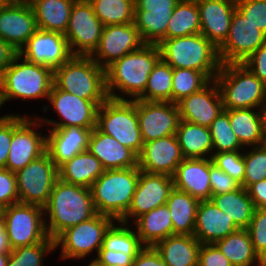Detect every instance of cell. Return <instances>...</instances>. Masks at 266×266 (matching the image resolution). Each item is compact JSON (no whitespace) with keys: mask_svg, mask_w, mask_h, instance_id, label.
<instances>
[{"mask_svg":"<svg viewBox=\"0 0 266 266\" xmlns=\"http://www.w3.org/2000/svg\"><path fill=\"white\" fill-rule=\"evenodd\" d=\"M161 58L158 44L145 43L141 48L115 60L105 68L106 90L114 100H137L146 89L148 78ZM117 90V91H116ZM121 92L120 95L116 92Z\"/></svg>","mask_w":266,"mask_h":266,"instance_id":"obj_1","label":"cell"},{"mask_svg":"<svg viewBox=\"0 0 266 266\" xmlns=\"http://www.w3.org/2000/svg\"><path fill=\"white\" fill-rule=\"evenodd\" d=\"M43 209L45 229L48 237L53 240L65 229L87 221L97 214L89 188L69 184L59 178Z\"/></svg>","mask_w":266,"mask_h":266,"instance_id":"obj_2","label":"cell"},{"mask_svg":"<svg viewBox=\"0 0 266 266\" xmlns=\"http://www.w3.org/2000/svg\"><path fill=\"white\" fill-rule=\"evenodd\" d=\"M158 46L161 58L172 68L194 69L210 80L221 69L218 48L201 33L165 39Z\"/></svg>","mask_w":266,"mask_h":266,"instance_id":"obj_3","label":"cell"},{"mask_svg":"<svg viewBox=\"0 0 266 266\" xmlns=\"http://www.w3.org/2000/svg\"><path fill=\"white\" fill-rule=\"evenodd\" d=\"M22 59V60H21ZM21 61V63H19ZM54 71L17 54L0 75V104L14 99H41L50 94Z\"/></svg>","mask_w":266,"mask_h":266,"instance_id":"obj_4","label":"cell"},{"mask_svg":"<svg viewBox=\"0 0 266 266\" xmlns=\"http://www.w3.org/2000/svg\"><path fill=\"white\" fill-rule=\"evenodd\" d=\"M139 175L138 166L105 170L90 188L96 212L120 221L131 206Z\"/></svg>","mask_w":266,"mask_h":266,"instance_id":"obj_5","label":"cell"},{"mask_svg":"<svg viewBox=\"0 0 266 266\" xmlns=\"http://www.w3.org/2000/svg\"><path fill=\"white\" fill-rule=\"evenodd\" d=\"M215 81L224 109H262L266 105V85L242 63L222 64Z\"/></svg>","mask_w":266,"mask_h":266,"instance_id":"obj_6","label":"cell"},{"mask_svg":"<svg viewBox=\"0 0 266 266\" xmlns=\"http://www.w3.org/2000/svg\"><path fill=\"white\" fill-rule=\"evenodd\" d=\"M53 84L80 98L107 100L105 69L90 56L73 55L54 70Z\"/></svg>","mask_w":266,"mask_h":266,"instance_id":"obj_7","label":"cell"},{"mask_svg":"<svg viewBox=\"0 0 266 266\" xmlns=\"http://www.w3.org/2000/svg\"><path fill=\"white\" fill-rule=\"evenodd\" d=\"M96 127L140 155L144 142L139 128L137 100L108 98L99 106Z\"/></svg>","mask_w":266,"mask_h":266,"instance_id":"obj_8","label":"cell"},{"mask_svg":"<svg viewBox=\"0 0 266 266\" xmlns=\"http://www.w3.org/2000/svg\"><path fill=\"white\" fill-rule=\"evenodd\" d=\"M9 246H30L48 238L44 209L34 204L15 203L1 210Z\"/></svg>","mask_w":266,"mask_h":266,"instance_id":"obj_9","label":"cell"},{"mask_svg":"<svg viewBox=\"0 0 266 266\" xmlns=\"http://www.w3.org/2000/svg\"><path fill=\"white\" fill-rule=\"evenodd\" d=\"M113 223V218L97 213L91 219L65 229L54 239L55 249L61 247L60 259H83L94 250L98 255L104 235Z\"/></svg>","mask_w":266,"mask_h":266,"instance_id":"obj_10","label":"cell"},{"mask_svg":"<svg viewBox=\"0 0 266 266\" xmlns=\"http://www.w3.org/2000/svg\"><path fill=\"white\" fill-rule=\"evenodd\" d=\"M19 202L44 207L58 179V168L45 152L15 172Z\"/></svg>","mask_w":266,"mask_h":266,"instance_id":"obj_11","label":"cell"},{"mask_svg":"<svg viewBox=\"0 0 266 266\" xmlns=\"http://www.w3.org/2000/svg\"><path fill=\"white\" fill-rule=\"evenodd\" d=\"M42 125L39 119H31L28 114H12V140L6 169L17 172L46 152V135L33 129Z\"/></svg>","mask_w":266,"mask_h":266,"instance_id":"obj_12","label":"cell"},{"mask_svg":"<svg viewBox=\"0 0 266 266\" xmlns=\"http://www.w3.org/2000/svg\"><path fill=\"white\" fill-rule=\"evenodd\" d=\"M53 109L58 113L61 121L48 118H38L42 124H48L50 129L80 126L93 130L97 125V112L99 106L106 100H87L58 89L52 85L48 100Z\"/></svg>","mask_w":266,"mask_h":266,"instance_id":"obj_13","label":"cell"},{"mask_svg":"<svg viewBox=\"0 0 266 266\" xmlns=\"http://www.w3.org/2000/svg\"><path fill=\"white\" fill-rule=\"evenodd\" d=\"M103 25L88 0L72 6L65 38L73 55L90 56L98 47Z\"/></svg>","mask_w":266,"mask_h":266,"instance_id":"obj_14","label":"cell"},{"mask_svg":"<svg viewBox=\"0 0 266 266\" xmlns=\"http://www.w3.org/2000/svg\"><path fill=\"white\" fill-rule=\"evenodd\" d=\"M265 42L266 34L235 9L228 37L218 48L221 63H242Z\"/></svg>","mask_w":266,"mask_h":266,"instance_id":"obj_15","label":"cell"},{"mask_svg":"<svg viewBox=\"0 0 266 266\" xmlns=\"http://www.w3.org/2000/svg\"><path fill=\"white\" fill-rule=\"evenodd\" d=\"M142 40L135 23L103 26L98 47L90 57L102 68L141 48Z\"/></svg>","mask_w":266,"mask_h":266,"instance_id":"obj_16","label":"cell"},{"mask_svg":"<svg viewBox=\"0 0 266 266\" xmlns=\"http://www.w3.org/2000/svg\"><path fill=\"white\" fill-rule=\"evenodd\" d=\"M137 113L144 143L175 135L181 120L172 102L137 100Z\"/></svg>","mask_w":266,"mask_h":266,"instance_id":"obj_17","label":"cell"},{"mask_svg":"<svg viewBox=\"0 0 266 266\" xmlns=\"http://www.w3.org/2000/svg\"><path fill=\"white\" fill-rule=\"evenodd\" d=\"M29 2L6 0L0 7V38L17 52L37 30Z\"/></svg>","mask_w":266,"mask_h":266,"instance_id":"obj_18","label":"cell"},{"mask_svg":"<svg viewBox=\"0 0 266 266\" xmlns=\"http://www.w3.org/2000/svg\"><path fill=\"white\" fill-rule=\"evenodd\" d=\"M173 189V177L164 174L147 173L140 170L139 180L131 206L120 221L129 225L130 219L134 221L144 213L166 205V201Z\"/></svg>","mask_w":266,"mask_h":266,"instance_id":"obj_19","label":"cell"},{"mask_svg":"<svg viewBox=\"0 0 266 266\" xmlns=\"http://www.w3.org/2000/svg\"><path fill=\"white\" fill-rule=\"evenodd\" d=\"M18 54L53 71L73 56L64 34L41 29L36 30Z\"/></svg>","mask_w":266,"mask_h":266,"instance_id":"obj_20","label":"cell"},{"mask_svg":"<svg viewBox=\"0 0 266 266\" xmlns=\"http://www.w3.org/2000/svg\"><path fill=\"white\" fill-rule=\"evenodd\" d=\"M184 159L176 135H170L145 142L138 156V167L147 173L173 177Z\"/></svg>","mask_w":266,"mask_h":266,"instance_id":"obj_21","label":"cell"},{"mask_svg":"<svg viewBox=\"0 0 266 266\" xmlns=\"http://www.w3.org/2000/svg\"><path fill=\"white\" fill-rule=\"evenodd\" d=\"M176 104L181 120L205 127H209L224 110L220 90L215 79L201 90L184 97Z\"/></svg>","mask_w":266,"mask_h":266,"instance_id":"obj_22","label":"cell"},{"mask_svg":"<svg viewBox=\"0 0 266 266\" xmlns=\"http://www.w3.org/2000/svg\"><path fill=\"white\" fill-rule=\"evenodd\" d=\"M201 24L200 33L219 48L227 39L236 0H196Z\"/></svg>","mask_w":266,"mask_h":266,"instance_id":"obj_23","label":"cell"},{"mask_svg":"<svg viewBox=\"0 0 266 266\" xmlns=\"http://www.w3.org/2000/svg\"><path fill=\"white\" fill-rule=\"evenodd\" d=\"M46 136V152L57 168L88 149L92 130L80 126L54 128Z\"/></svg>","mask_w":266,"mask_h":266,"instance_id":"obj_24","label":"cell"},{"mask_svg":"<svg viewBox=\"0 0 266 266\" xmlns=\"http://www.w3.org/2000/svg\"><path fill=\"white\" fill-rule=\"evenodd\" d=\"M238 229L240 228L233 219L218 209L211 200H200L193 236L201 244H214Z\"/></svg>","mask_w":266,"mask_h":266,"instance_id":"obj_25","label":"cell"},{"mask_svg":"<svg viewBox=\"0 0 266 266\" xmlns=\"http://www.w3.org/2000/svg\"><path fill=\"white\" fill-rule=\"evenodd\" d=\"M173 181L174 188L198 200H210V158H185L178 165Z\"/></svg>","mask_w":266,"mask_h":266,"instance_id":"obj_26","label":"cell"},{"mask_svg":"<svg viewBox=\"0 0 266 266\" xmlns=\"http://www.w3.org/2000/svg\"><path fill=\"white\" fill-rule=\"evenodd\" d=\"M87 150L101 162L105 170L138 166V156L131 149L97 127L91 132Z\"/></svg>","mask_w":266,"mask_h":266,"instance_id":"obj_27","label":"cell"},{"mask_svg":"<svg viewBox=\"0 0 266 266\" xmlns=\"http://www.w3.org/2000/svg\"><path fill=\"white\" fill-rule=\"evenodd\" d=\"M201 243L193 235H171L153 247L166 266H198Z\"/></svg>","mask_w":266,"mask_h":266,"instance_id":"obj_28","label":"cell"},{"mask_svg":"<svg viewBox=\"0 0 266 266\" xmlns=\"http://www.w3.org/2000/svg\"><path fill=\"white\" fill-rule=\"evenodd\" d=\"M104 171L101 162L86 150L62 164L58 168V178L66 183L90 189Z\"/></svg>","mask_w":266,"mask_h":266,"instance_id":"obj_29","label":"cell"},{"mask_svg":"<svg viewBox=\"0 0 266 266\" xmlns=\"http://www.w3.org/2000/svg\"><path fill=\"white\" fill-rule=\"evenodd\" d=\"M224 110L229 114L230 125L243 147L265 144L261 109L242 108Z\"/></svg>","mask_w":266,"mask_h":266,"instance_id":"obj_30","label":"cell"},{"mask_svg":"<svg viewBox=\"0 0 266 266\" xmlns=\"http://www.w3.org/2000/svg\"><path fill=\"white\" fill-rule=\"evenodd\" d=\"M76 0H32L38 29L65 34L72 6Z\"/></svg>","mask_w":266,"mask_h":266,"instance_id":"obj_31","label":"cell"},{"mask_svg":"<svg viewBox=\"0 0 266 266\" xmlns=\"http://www.w3.org/2000/svg\"><path fill=\"white\" fill-rule=\"evenodd\" d=\"M132 222L144 246H154L159 241L173 235L171 213L166 205L144 213Z\"/></svg>","mask_w":266,"mask_h":266,"instance_id":"obj_32","label":"cell"},{"mask_svg":"<svg viewBox=\"0 0 266 266\" xmlns=\"http://www.w3.org/2000/svg\"><path fill=\"white\" fill-rule=\"evenodd\" d=\"M175 135L184 158L212 157L213 143L209 127L180 120Z\"/></svg>","mask_w":266,"mask_h":266,"instance_id":"obj_33","label":"cell"},{"mask_svg":"<svg viewBox=\"0 0 266 266\" xmlns=\"http://www.w3.org/2000/svg\"><path fill=\"white\" fill-rule=\"evenodd\" d=\"M200 200L192 197L187 192L174 188L166 206L171 213L173 235H193L196 223L197 208Z\"/></svg>","mask_w":266,"mask_h":266,"instance_id":"obj_34","label":"cell"},{"mask_svg":"<svg viewBox=\"0 0 266 266\" xmlns=\"http://www.w3.org/2000/svg\"><path fill=\"white\" fill-rule=\"evenodd\" d=\"M232 266L260 265L261 258L255 252L247 229H238L214 243Z\"/></svg>","mask_w":266,"mask_h":266,"instance_id":"obj_35","label":"cell"},{"mask_svg":"<svg viewBox=\"0 0 266 266\" xmlns=\"http://www.w3.org/2000/svg\"><path fill=\"white\" fill-rule=\"evenodd\" d=\"M210 200L232 218L240 229H246L250 224L255 207L244 187L240 186L234 191L211 196Z\"/></svg>","mask_w":266,"mask_h":266,"instance_id":"obj_36","label":"cell"},{"mask_svg":"<svg viewBox=\"0 0 266 266\" xmlns=\"http://www.w3.org/2000/svg\"><path fill=\"white\" fill-rule=\"evenodd\" d=\"M201 31L199 9L196 0H180L171 15L166 35L157 43L165 39L184 37L198 34Z\"/></svg>","mask_w":266,"mask_h":266,"instance_id":"obj_37","label":"cell"},{"mask_svg":"<svg viewBox=\"0 0 266 266\" xmlns=\"http://www.w3.org/2000/svg\"><path fill=\"white\" fill-rule=\"evenodd\" d=\"M118 222L119 226L113 223L106 231L102 247L99 250L121 251L134 260L144 245L133 228L127 226V223Z\"/></svg>","mask_w":266,"mask_h":266,"instance_id":"obj_38","label":"cell"},{"mask_svg":"<svg viewBox=\"0 0 266 266\" xmlns=\"http://www.w3.org/2000/svg\"><path fill=\"white\" fill-rule=\"evenodd\" d=\"M173 68L160 58L149 75L143 94L137 100L172 102Z\"/></svg>","mask_w":266,"mask_h":266,"instance_id":"obj_39","label":"cell"},{"mask_svg":"<svg viewBox=\"0 0 266 266\" xmlns=\"http://www.w3.org/2000/svg\"><path fill=\"white\" fill-rule=\"evenodd\" d=\"M103 26L134 22L135 0H88Z\"/></svg>","mask_w":266,"mask_h":266,"instance_id":"obj_40","label":"cell"},{"mask_svg":"<svg viewBox=\"0 0 266 266\" xmlns=\"http://www.w3.org/2000/svg\"><path fill=\"white\" fill-rule=\"evenodd\" d=\"M173 12L135 11L134 23L142 40L147 44H157L167 32Z\"/></svg>","mask_w":266,"mask_h":266,"instance_id":"obj_41","label":"cell"},{"mask_svg":"<svg viewBox=\"0 0 266 266\" xmlns=\"http://www.w3.org/2000/svg\"><path fill=\"white\" fill-rule=\"evenodd\" d=\"M211 80L194 69L173 68L172 103H177L205 87Z\"/></svg>","mask_w":266,"mask_h":266,"instance_id":"obj_42","label":"cell"},{"mask_svg":"<svg viewBox=\"0 0 266 266\" xmlns=\"http://www.w3.org/2000/svg\"><path fill=\"white\" fill-rule=\"evenodd\" d=\"M209 130L213 143V153L243 150L244 147L233 132L229 114L225 110L213 120Z\"/></svg>","mask_w":266,"mask_h":266,"instance_id":"obj_43","label":"cell"},{"mask_svg":"<svg viewBox=\"0 0 266 266\" xmlns=\"http://www.w3.org/2000/svg\"><path fill=\"white\" fill-rule=\"evenodd\" d=\"M53 250L55 242L50 237L40 243L14 248L9 253L7 266H42L45 255Z\"/></svg>","mask_w":266,"mask_h":266,"instance_id":"obj_44","label":"cell"},{"mask_svg":"<svg viewBox=\"0 0 266 266\" xmlns=\"http://www.w3.org/2000/svg\"><path fill=\"white\" fill-rule=\"evenodd\" d=\"M249 148L252 149L243 153L245 165L243 187L245 189L255 182L266 179V143Z\"/></svg>","mask_w":266,"mask_h":266,"instance_id":"obj_45","label":"cell"},{"mask_svg":"<svg viewBox=\"0 0 266 266\" xmlns=\"http://www.w3.org/2000/svg\"><path fill=\"white\" fill-rule=\"evenodd\" d=\"M211 159L213 164L243 187L245 165L242 151L213 153Z\"/></svg>","mask_w":266,"mask_h":266,"instance_id":"obj_46","label":"cell"},{"mask_svg":"<svg viewBox=\"0 0 266 266\" xmlns=\"http://www.w3.org/2000/svg\"><path fill=\"white\" fill-rule=\"evenodd\" d=\"M255 252L259 257H266V209L255 208L252 219L246 228Z\"/></svg>","mask_w":266,"mask_h":266,"instance_id":"obj_47","label":"cell"},{"mask_svg":"<svg viewBox=\"0 0 266 266\" xmlns=\"http://www.w3.org/2000/svg\"><path fill=\"white\" fill-rule=\"evenodd\" d=\"M236 9L266 34V0H236Z\"/></svg>","mask_w":266,"mask_h":266,"instance_id":"obj_48","label":"cell"},{"mask_svg":"<svg viewBox=\"0 0 266 266\" xmlns=\"http://www.w3.org/2000/svg\"><path fill=\"white\" fill-rule=\"evenodd\" d=\"M18 202L15 172L0 168V210Z\"/></svg>","mask_w":266,"mask_h":266,"instance_id":"obj_49","label":"cell"},{"mask_svg":"<svg viewBox=\"0 0 266 266\" xmlns=\"http://www.w3.org/2000/svg\"><path fill=\"white\" fill-rule=\"evenodd\" d=\"M211 196L220 195L238 189L241 185L213 164L210 158Z\"/></svg>","mask_w":266,"mask_h":266,"instance_id":"obj_50","label":"cell"},{"mask_svg":"<svg viewBox=\"0 0 266 266\" xmlns=\"http://www.w3.org/2000/svg\"><path fill=\"white\" fill-rule=\"evenodd\" d=\"M198 266H232L215 244H202L199 249Z\"/></svg>","mask_w":266,"mask_h":266,"instance_id":"obj_51","label":"cell"},{"mask_svg":"<svg viewBox=\"0 0 266 266\" xmlns=\"http://www.w3.org/2000/svg\"><path fill=\"white\" fill-rule=\"evenodd\" d=\"M242 64L266 85V42L246 58Z\"/></svg>","mask_w":266,"mask_h":266,"instance_id":"obj_52","label":"cell"},{"mask_svg":"<svg viewBox=\"0 0 266 266\" xmlns=\"http://www.w3.org/2000/svg\"><path fill=\"white\" fill-rule=\"evenodd\" d=\"M12 140V114L0 118V168H6Z\"/></svg>","mask_w":266,"mask_h":266,"instance_id":"obj_53","label":"cell"},{"mask_svg":"<svg viewBox=\"0 0 266 266\" xmlns=\"http://www.w3.org/2000/svg\"><path fill=\"white\" fill-rule=\"evenodd\" d=\"M92 260L99 266H132L133 263V259L124 252L110 250H99Z\"/></svg>","mask_w":266,"mask_h":266,"instance_id":"obj_54","label":"cell"},{"mask_svg":"<svg viewBox=\"0 0 266 266\" xmlns=\"http://www.w3.org/2000/svg\"><path fill=\"white\" fill-rule=\"evenodd\" d=\"M180 0H135V11L173 12Z\"/></svg>","mask_w":266,"mask_h":266,"instance_id":"obj_55","label":"cell"},{"mask_svg":"<svg viewBox=\"0 0 266 266\" xmlns=\"http://www.w3.org/2000/svg\"><path fill=\"white\" fill-rule=\"evenodd\" d=\"M132 266H166V264L153 246H144L134 258Z\"/></svg>","mask_w":266,"mask_h":266,"instance_id":"obj_56","label":"cell"},{"mask_svg":"<svg viewBox=\"0 0 266 266\" xmlns=\"http://www.w3.org/2000/svg\"><path fill=\"white\" fill-rule=\"evenodd\" d=\"M247 191L255 208L266 209V179L251 184Z\"/></svg>","mask_w":266,"mask_h":266,"instance_id":"obj_57","label":"cell"},{"mask_svg":"<svg viewBox=\"0 0 266 266\" xmlns=\"http://www.w3.org/2000/svg\"><path fill=\"white\" fill-rule=\"evenodd\" d=\"M17 54L16 50L0 38V75L12 63Z\"/></svg>","mask_w":266,"mask_h":266,"instance_id":"obj_58","label":"cell"},{"mask_svg":"<svg viewBox=\"0 0 266 266\" xmlns=\"http://www.w3.org/2000/svg\"><path fill=\"white\" fill-rule=\"evenodd\" d=\"M10 251L4 221L0 216V253H10Z\"/></svg>","mask_w":266,"mask_h":266,"instance_id":"obj_59","label":"cell"},{"mask_svg":"<svg viewBox=\"0 0 266 266\" xmlns=\"http://www.w3.org/2000/svg\"><path fill=\"white\" fill-rule=\"evenodd\" d=\"M262 118H263V134L266 143V105L261 109Z\"/></svg>","mask_w":266,"mask_h":266,"instance_id":"obj_60","label":"cell"},{"mask_svg":"<svg viewBox=\"0 0 266 266\" xmlns=\"http://www.w3.org/2000/svg\"><path fill=\"white\" fill-rule=\"evenodd\" d=\"M9 253H0V266H7Z\"/></svg>","mask_w":266,"mask_h":266,"instance_id":"obj_61","label":"cell"},{"mask_svg":"<svg viewBox=\"0 0 266 266\" xmlns=\"http://www.w3.org/2000/svg\"><path fill=\"white\" fill-rule=\"evenodd\" d=\"M259 266H266V257L261 259Z\"/></svg>","mask_w":266,"mask_h":266,"instance_id":"obj_62","label":"cell"},{"mask_svg":"<svg viewBox=\"0 0 266 266\" xmlns=\"http://www.w3.org/2000/svg\"><path fill=\"white\" fill-rule=\"evenodd\" d=\"M89 265L88 266H99L98 264H96L93 260L89 261Z\"/></svg>","mask_w":266,"mask_h":266,"instance_id":"obj_63","label":"cell"},{"mask_svg":"<svg viewBox=\"0 0 266 266\" xmlns=\"http://www.w3.org/2000/svg\"><path fill=\"white\" fill-rule=\"evenodd\" d=\"M6 2V0H0V7Z\"/></svg>","mask_w":266,"mask_h":266,"instance_id":"obj_64","label":"cell"}]
</instances>
